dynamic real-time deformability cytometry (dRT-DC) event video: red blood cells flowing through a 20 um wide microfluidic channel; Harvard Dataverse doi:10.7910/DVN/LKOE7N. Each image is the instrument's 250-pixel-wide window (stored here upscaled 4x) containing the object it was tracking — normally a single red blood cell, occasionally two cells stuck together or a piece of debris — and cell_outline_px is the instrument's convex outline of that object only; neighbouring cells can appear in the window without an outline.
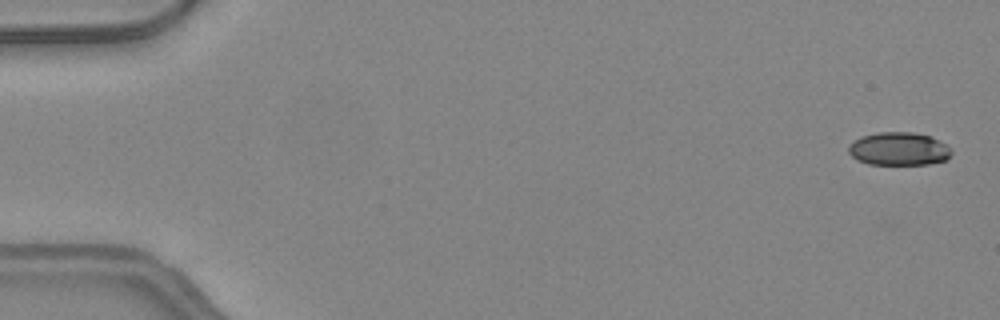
{"species": "common noctule bat (a hibernating species)", "species_latin": "Nyctalus noctula", "temperature_condition": "warm", "stored_images_in_passage": 44, "camera_frame_rate_fps": 3000, "um_per_image_px": 0.085, "animal": {"sex": "female", "body_mass_g": 24.6, "forearm_length_mm": 56.2}, "frame": {"image": 1, "passage_image": 2, "time_ms": 0.333, "image_size_px": [1000, 320], "cell_outline_px": [[952, 152], [944, 160], [928, 164], [868, 164], [856, 160], [848, 152], [848, 148], [860, 136], [876, 132], [912, 132], [932, 136], [944, 144]], "centroid_in_image_um": [76.36, 12.65], "position_along_channel_um": 8.6, "area_um2": 19.71}}
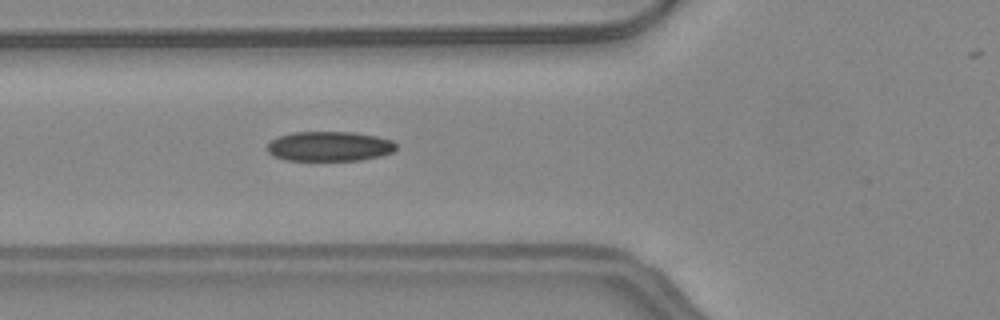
{"frame": {"image": 2, "passage_image": 19, "time_ms": 6.0, "image_size_px": [1000, 320], "cell_outline_px": [[396, 148], [392, 152], [380, 156], [360, 160], [284, 160], [272, 156], [268, 152], [268, 144], [272, 140], [280, 136], [292, 132], [352, 132], [376, 136], [392, 140], [396, 144]], "centroid_in_image_um": [27.99, 12.44], "position_along_channel_um": 97.8, "area_um2": 22.31}}
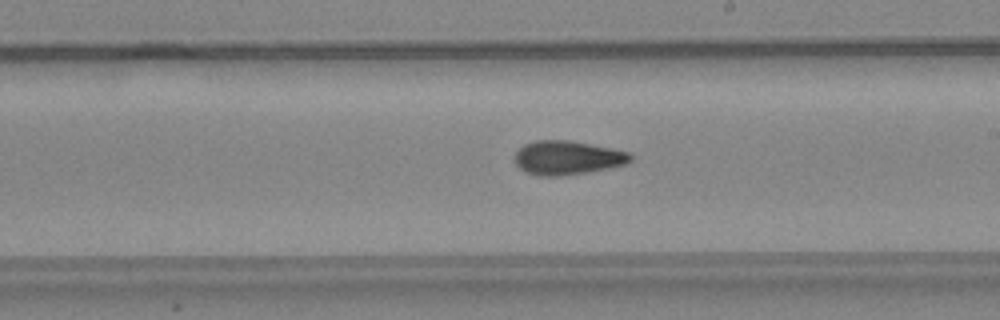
{"frame": {"image": 3, "passage_image": 29, "time_ms": 9.333, "image_size_px": [1000, 320], "cell_outline_px": [[632, 160], [628, 164], [588, 172], [556, 176], [536, 176], [524, 172], [512, 160], [512, 156], [524, 144], [536, 140], [568, 140], [612, 148], [628, 152], [632, 156]], "centroid_in_image_um": [48.19, 13.41], "position_along_channel_um": 240.8, "area_um2": 23.12}}